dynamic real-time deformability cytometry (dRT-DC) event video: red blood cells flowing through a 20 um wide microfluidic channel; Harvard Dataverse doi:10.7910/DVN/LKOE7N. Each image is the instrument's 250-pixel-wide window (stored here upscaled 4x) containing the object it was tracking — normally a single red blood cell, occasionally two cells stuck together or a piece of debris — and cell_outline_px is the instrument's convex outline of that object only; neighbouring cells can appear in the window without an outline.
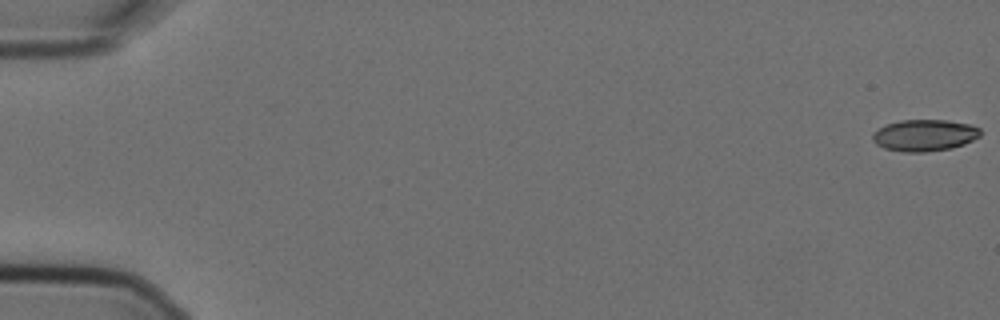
{"species": "Egyptian fruit bat (a non-hibernating species)", "species_latin": "Rousettus aegyptiacus", "temperature_condition": "cold", "stored_images_in_passage": 8, "camera_frame_rate_fps": 3000, "um_per_image_px": 0.085, "animal": {"sex": "female"}, "frame": {"image": 1, "passage_image": 1, "time_ms": 0.0, "image_size_px": [1000, 320], "cell_outline_px": [[980, 136], [964, 144], [952, 148], [924, 152], [904, 152], [884, 148], [876, 144], [872, 140], [872, 132], [888, 124], [900, 120], [948, 120], [972, 124], [980, 128]], "centroid_in_image_um": [78.59, 11.5], "position_along_channel_um": 6.4, "area_um2": 19.94}}
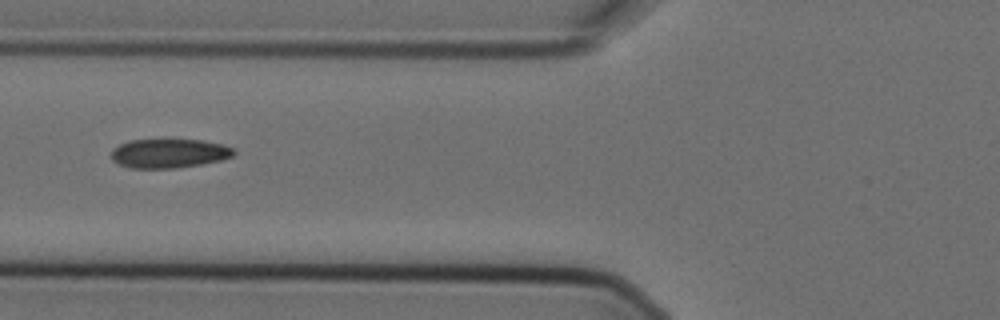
{"frame": {"image": 2, "passage_image": 6, "time_ms": 1.667, "image_size_px": [1000, 320], "cell_outline_px": [[236, 152], [232, 156], [220, 160], [200, 164], [176, 168], [128, 168], [112, 160], [112, 148], [128, 140], [204, 140], [224, 144], [232, 148]], "centroid_in_image_um": [14.36, 13.03], "position_along_channel_um": 111.4, "area_um2": 20.75}}
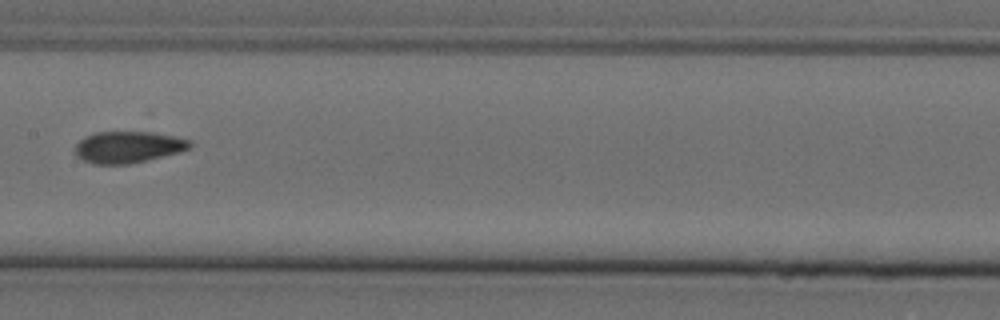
{"frame": {"image": 3, "passage_image": 8, "time_ms": 2.333, "image_size_px": [1000, 320], "cell_outline_px": [[192, 148], [180, 152], [128, 164], [92, 164], [76, 156], [72, 152], [76, 144], [84, 136], [96, 132], [152, 132], [192, 140]], "centroid_in_image_um": [10.86, 12.5], "position_along_channel_um": 196.5, "area_um2": 21.27}}